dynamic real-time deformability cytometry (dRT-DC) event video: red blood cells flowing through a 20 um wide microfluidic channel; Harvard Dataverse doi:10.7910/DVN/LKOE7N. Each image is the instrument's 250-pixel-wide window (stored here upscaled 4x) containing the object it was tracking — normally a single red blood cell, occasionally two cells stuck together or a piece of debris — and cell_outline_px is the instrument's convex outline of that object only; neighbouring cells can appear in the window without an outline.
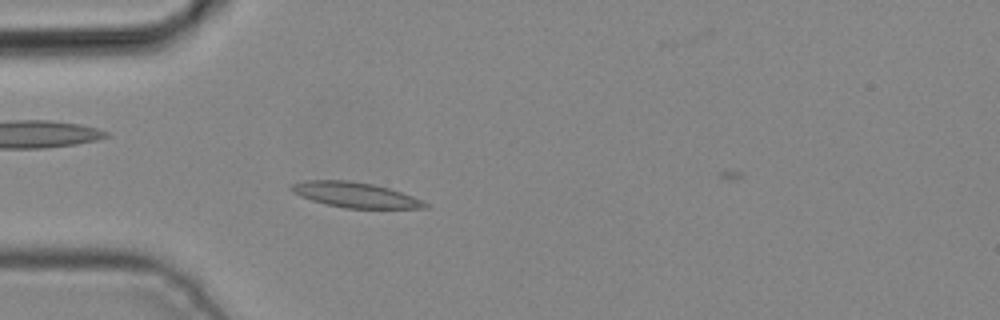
{"species": "common noctule bat (a hibernating species)", "species_latin": "Nyctalus noctula", "temperature_condition": "cold", "stored_images_in_passage": 4, "camera_frame_rate_fps": 3000, "um_per_image_px": 0.085, "animal": {"sex": "male", "body_mass_g": 19.2, "forearm_length_mm": 51.8}, "frame": {"image": 1, "passage_image": 4, "time_ms": 1.0, "image_size_px": [1000, 320], "cell_outline_px": [[428, 208], [344, 208], [312, 200], [300, 196], [292, 192], [288, 188], [292, 184], [304, 180], [348, 180], [372, 184], [388, 188], [412, 196], [428, 204]], "centroid_in_image_um": [30.14, 16.55], "position_along_channel_um": 54.9, "area_um2": 19.42}}